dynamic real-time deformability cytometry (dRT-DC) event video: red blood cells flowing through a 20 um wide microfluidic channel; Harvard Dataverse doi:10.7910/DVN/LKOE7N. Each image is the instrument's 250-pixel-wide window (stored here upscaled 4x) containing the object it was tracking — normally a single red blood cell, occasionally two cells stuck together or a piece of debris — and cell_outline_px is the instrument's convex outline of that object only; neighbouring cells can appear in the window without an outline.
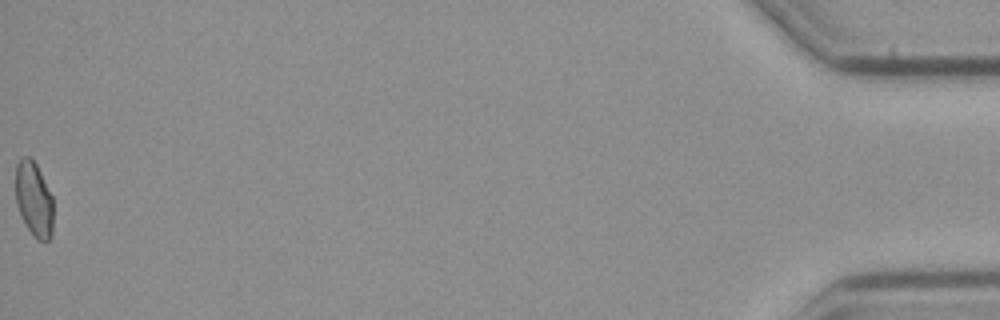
{"species": "common noctule bat (a hibernating species)", "species_latin": "Nyctalus noctula", "temperature_condition": "cold", "stored_images_in_passage": 39, "camera_frame_rate_fps": 3000, "um_per_image_px": 0.085, "animal": {"sex": "male", "body_mass_g": 23.1, "forearm_length_mm": 52.7}, "frame": {"image": 1, "passage_image": 39, "time_ms": 12.667, "image_size_px": [1000, 320], "cell_outline_px": [[52, 232], [48, 240], [40, 240], [28, 228], [16, 204], [16, 164], [24, 156], [28, 156], [36, 164], [52, 196]], "centroid_in_image_um": [2.87, 16.89], "position_along_channel_um": 432.3, "area_um2": 15.9}, "authors_computed_cell_mechanics": {"area_um2": 17.2244, "velocity_mm_per_s": 3.775, "shape_relaxation_time_tau1_ms": null, "shape_relaxation_time_tau2_ms": 3.5441, "deformation_change_tau1": null, "deformation_change_tau2": 0.0711}}